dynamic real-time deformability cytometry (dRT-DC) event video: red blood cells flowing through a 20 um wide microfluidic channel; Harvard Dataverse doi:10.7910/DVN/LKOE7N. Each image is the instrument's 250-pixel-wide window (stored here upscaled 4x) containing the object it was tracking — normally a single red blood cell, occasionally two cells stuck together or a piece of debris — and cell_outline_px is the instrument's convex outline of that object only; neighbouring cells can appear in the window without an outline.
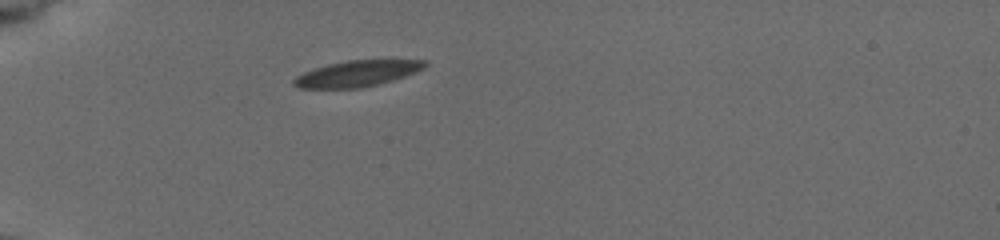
{"species": "common noctule bat (a hibernating species)", "species_latin": "Nyctalus noctula", "temperature_condition": "cold", "stored_images_in_passage": 4, "camera_frame_rate_fps": 3000, "um_per_image_px": 0.085, "animal": {"sex": "female", "body_mass_g": 19.5, "forearm_length_mm": 54.1}, "frame": {"image": 1, "passage_image": 1, "time_ms": 0.0, "image_size_px": [1000, 240], "cell_outline_px": [[428, 64], [424, 68], [416, 72], [392, 80], [360, 88], [300, 88], [292, 84], [292, 80], [296, 76], [304, 72], [328, 64], [348, 60], [428, 60]], "centroid_in_image_um": [30.35, 6.25], "position_along_channel_um": 54.6, "area_um2": 19.71}}
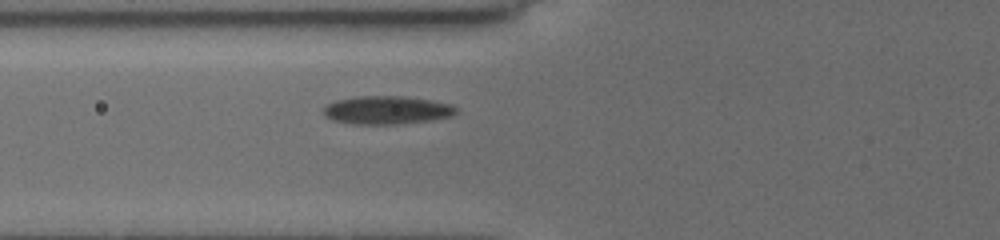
{"frame": {"image": 2, "passage_image": 4, "time_ms": 1.667, "image_size_px": [1000, 240], "cell_outline_px": [[456, 112], [452, 116], [428, 120], [396, 124], [352, 124], [332, 120], [324, 116], [324, 108], [328, 104], [336, 100], [356, 96], [404, 96], [432, 100], [452, 104], [456, 108]], "centroid_in_image_um": [32.86, 9.35], "position_along_channel_um": 92.9, "area_um2": 21.79}}